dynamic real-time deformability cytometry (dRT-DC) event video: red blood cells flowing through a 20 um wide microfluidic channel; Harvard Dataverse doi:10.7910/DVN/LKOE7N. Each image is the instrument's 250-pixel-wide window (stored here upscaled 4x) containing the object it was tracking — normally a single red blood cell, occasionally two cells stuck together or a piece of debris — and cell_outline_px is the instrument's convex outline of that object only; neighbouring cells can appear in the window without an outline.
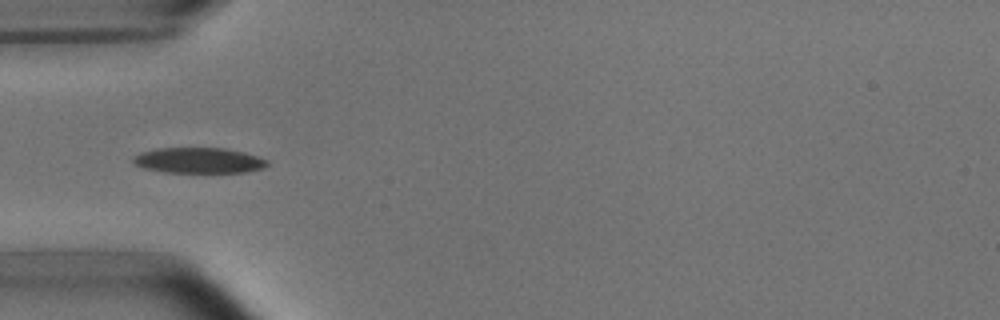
{"species": "common noctule bat (a hibernating species)", "species_latin": "Nyctalus noctula", "temperature_condition": "room temperature", "stored_images_in_passage": 7, "camera_frame_rate_fps": 3000, "um_per_image_px": 0.085, "animal": {"sex": "male", "body_mass_g": 15.6}, "frame": {"image": 1, "passage_image": 3, "time_ms": 3.333, "image_size_px": [1000, 320], "cell_outline_px": [[268, 164], [264, 168], [244, 172], [164, 172], [144, 168], [136, 164], [132, 160], [132, 156], [140, 152], [156, 148], [228, 148], [244, 152], [268, 160]], "centroid_in_image_um": [16.88, 13.62], "position_along_channel_um": 68.1, "area_um2": 20.0}}
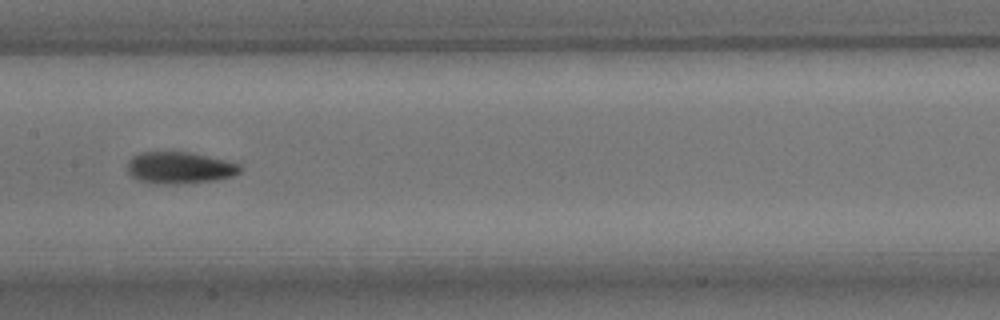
{"frame": {"image": 2, "passage_image": 6, "time_ms": 6.667, "image_size_px": [1000, 320], "cell_outline_px": [[244, 168], [240, 172], [232, 176], [216, 180], [180, 184], [152, 184], [140, 180], [132, 176], [128, 172], [128, 160], [132, 156], [140, 152], [188, 152], [224, 160], [240, 164]], "centroid_in_image_um": [15.26, 14.27], "position_along_channel_um": 192.1, "area_um2": 20.92}}
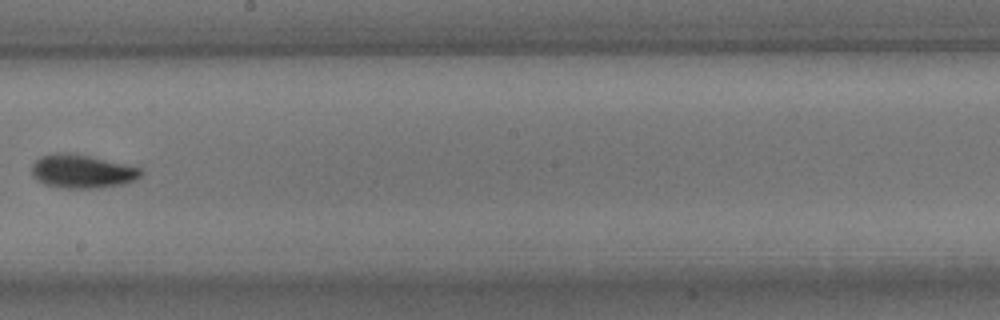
{"frame": {"image": 3, "passage_image": 7, "time_ms": 8.0, "image_size_px": [1000, 320], "cell_outline_px": [[144, 172], [136, 180], [124, 184], [100, 188], [60, 188], [44, 184], [36, 180], [32, 176], [32, 164], [40, 156], [56, 152], [68, 152], [88, 156], [124, 164], [140, 168]], "centroid_in_image_um": [6.95, 14.57], "position_along_channel_um": 241.3, "area_um2": 21.5}}